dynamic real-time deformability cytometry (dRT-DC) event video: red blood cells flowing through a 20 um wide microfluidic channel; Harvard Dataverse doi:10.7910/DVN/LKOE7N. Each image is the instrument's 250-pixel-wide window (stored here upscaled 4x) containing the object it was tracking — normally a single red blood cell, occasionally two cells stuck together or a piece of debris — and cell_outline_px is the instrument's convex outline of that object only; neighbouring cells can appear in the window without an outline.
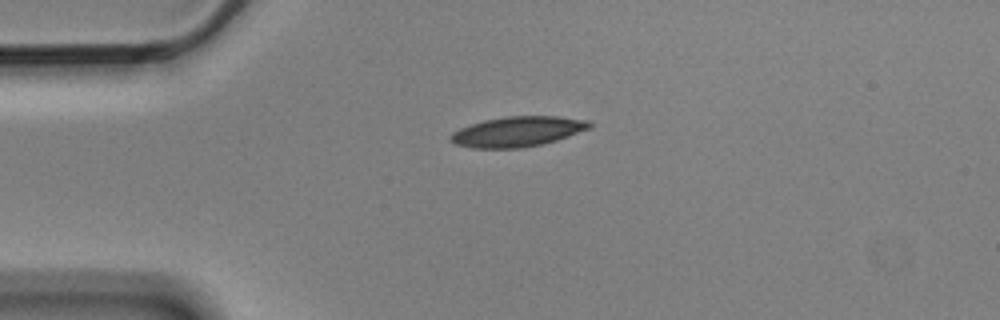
{"species": "Egyptian fruit bat (a non-hibernating species)", "species_latin": "Rousettus aegyptiacus", "temperature_condition": "cold", "stored_images_in_passage": 3, "camera_frame_rate_fps": 3000, "um_per_image_px": 0.085, "animal": {"sex": "male"}, "frame": {"image": 1, "passage_image": 1, "time_ms": 0.0, "image_size_px": [1000, 320], "cell_outline_px": [[592, 128], [556, 140], [524, 148], [472, 148], [456, 144], [448, 140], [448, 136], [452, 132], [460, 128], [484, 120], [508, 116], [556, 116], [588, 120], [592, 124]], "centroid_in_image_um": [43.98, 11.18], "position_along_channel_um": 41.0, "area_um2": 24.45}}
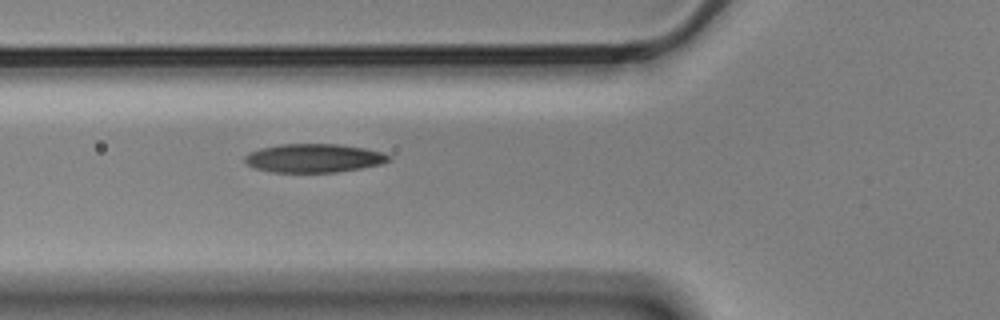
{"frame": {"image": 2, "passage_image": 3, "time_ms": 0.667, "image_size_px": [1000, 320], "cell_outline_px": [[392, 160], [380, 164], [360, 168], [336, 172], [272, 172], [252, 168], [244, 160], [244, 156], [248, 152], [260, 148], [280, 144], [336, 144], [364, 148], [384, 152], [392, 156]], "centroid_in_image_um": [26.67, 13.44], "position_along_channel_um": 99.1, "area_um2": 24.16}}